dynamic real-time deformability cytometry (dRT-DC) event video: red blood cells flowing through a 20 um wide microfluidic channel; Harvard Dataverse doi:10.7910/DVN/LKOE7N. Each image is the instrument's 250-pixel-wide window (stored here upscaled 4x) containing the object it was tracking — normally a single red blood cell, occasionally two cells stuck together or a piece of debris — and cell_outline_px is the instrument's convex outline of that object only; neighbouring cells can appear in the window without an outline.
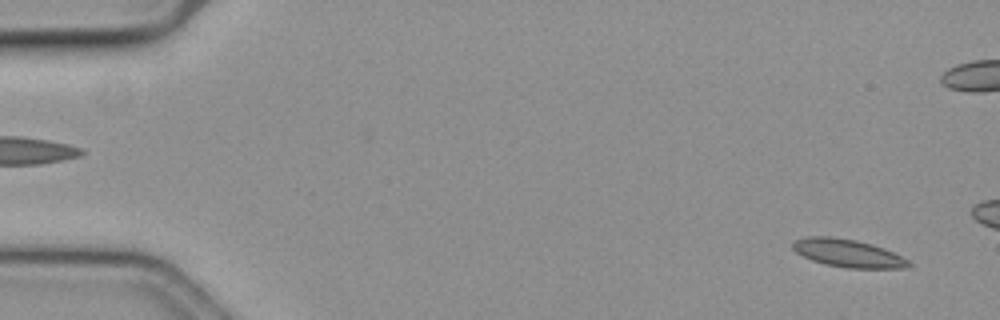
{"species": "common noctule bat (a hibernating species)", "species_latin": "Nyctalus noctula", "temperature_condition": "cold", "stored_images_in_passage": 17, "camera_frame_rate_fps": 3000, "um_per_image_px": 0.085, "animal": {"sex": "female", "body_mass_g": 19.3, "forearm_length_mm": 54.1}, "frame": {"image": 1, "passage_image": 4, "time_ms": 1.0, "image_size_px": [1000, 320], "cell_outline_px": [[912, 264], [904, 268], [844, 268], [824, 264], [812, 260], [796, 252], [792, 248], [792, 240], [804, 236], [832, 236], [856, 240], [872, 244], [884, 248], [908, 260]], "centroid_in_image_um": [72.02, 21.51], "position_along_channel_um": 13.0, "area_um2": 18.96}}